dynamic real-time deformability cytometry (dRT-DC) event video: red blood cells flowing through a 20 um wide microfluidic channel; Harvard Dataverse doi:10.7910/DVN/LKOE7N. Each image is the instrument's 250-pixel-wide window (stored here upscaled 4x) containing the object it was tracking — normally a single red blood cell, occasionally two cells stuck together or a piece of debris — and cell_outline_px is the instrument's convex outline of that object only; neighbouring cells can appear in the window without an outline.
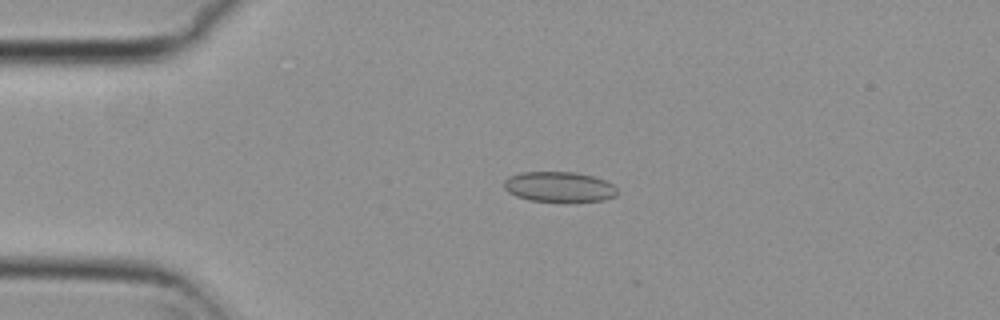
{"species": "common noctule bat (a hibernating species)", "species_latin": "Nyctalus noctula", "temperature_condition": "cold", "stored_images_in_passage": 51, "camera_frame_rate_fps": 3000, "um_per_image_px": 0.085, "animal": {"sex": "female", "body_mass_g": 29.2, "forearm_length_mm": 56.3}, "frame": {"image": 1, "passage_image": 12, "time_ms": 3.667, "image_size_px": [1000, 320], "cell_outline_px": [[616, 196], [604, 200], [564, 204], [528, 200], [516, 196], [508, 192], [504, 188], [504, 180], [508, 176], [520, 172], [576, 172], [592, 176], [604, 180], [612, 184], [616, 188]], "centroid_in_image_um": [47.51, 15.92], "position_along_channel_um": 37.5, "area_um2": 20.69}}
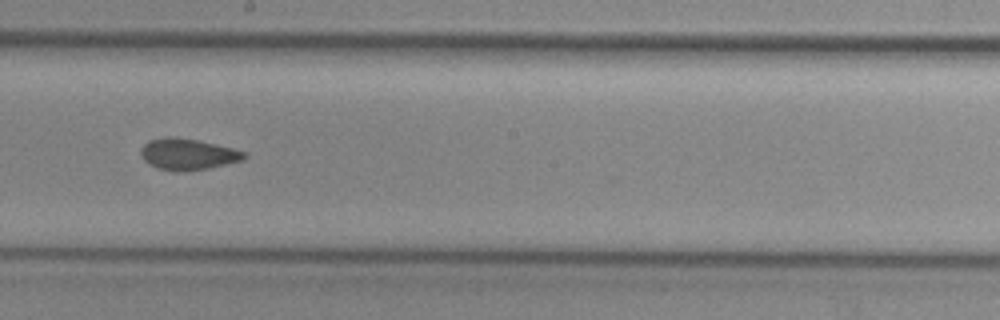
{"frame": {"image": 2, "passage_image": 30, "time_ms": 9.667, "image_size_px": [1000, 320], "cell_outline_px": [[248, 156], [244, 160], [208, 168], [180, 172], [176, 172], [156, 168], [148, 164], [144, 160], [140, 152], [140, 148], [148, 140], [164, 136], [176, 136], [196, 140], [232, 148], [244, 152]], "centroid_in_image_um": [15.92, 13.11], "position_along_channel_um": 232.3, "area_um2": 19.02}}
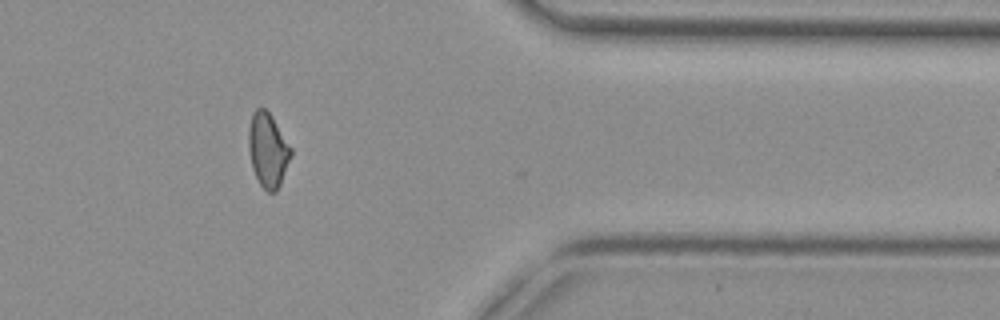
{"frame": {"image": 3, "passage_image": 44, "time_ms": 14.333, "image_size_px": [1000, 320], "cell_outline_px": [[292, 156], [280, 184], [276, 192], [268, 192], [260, 184], [252, 168], [248, 148], [248, 128], [252, 112], [256, 108], [264, 108], [272, 116], [292, 148]], "centroid_in_image_um": [22.77, 12.73], "position_along_channel_um": 388.6, "area_um2": 18.44}, "authors_computed_cell_mechanics": {"area_um2": 18.9584, "velocity_mm_per_s": 3.7955, "shape_relaxation_time_tau1_ms": null, "shape_relaxation_time_tau2_ms": 1.8007, "deformation_change_tau1": null, "deformation_change_tau2": 0.0568}}